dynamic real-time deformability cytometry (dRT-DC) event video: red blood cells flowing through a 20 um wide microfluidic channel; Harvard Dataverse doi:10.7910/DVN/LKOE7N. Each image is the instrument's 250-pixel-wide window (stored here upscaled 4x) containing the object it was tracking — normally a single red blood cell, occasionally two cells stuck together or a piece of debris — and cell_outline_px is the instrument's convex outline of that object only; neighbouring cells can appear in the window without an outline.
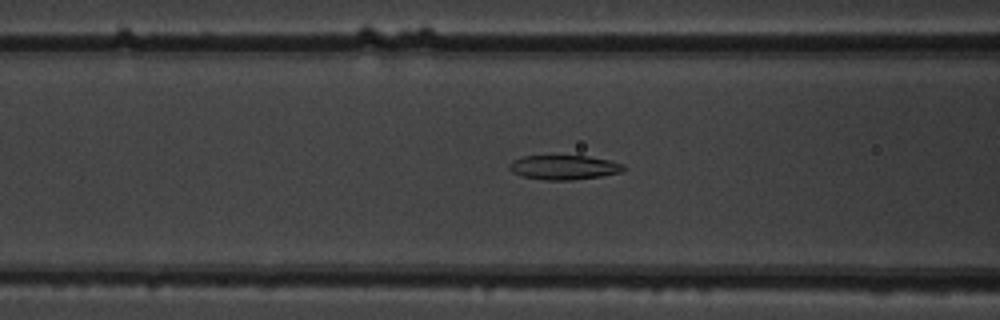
{"species": "common noctule bat (a hibernating species)", "species_latin": "Nyctalus noctula", "temperature_condition": "warm", "stored_images_in_passage": 26, "camera_frame_rate_fps": 3000, "um_per_image_px": 0.085, "animal": {"sex": "male", "body_mass_g": 19.5, "forearm_length_mm": 54.6}, "frame": {"image": 1, "passage_image": 5, "time_ms": 1.333, "image_size_px": [1000, 320], "cell_outline_px": [[628, 168], [620, 172], [600, 176], [572, 180], [544, 180], [524, 176], [512, 172], [508, 168], [508, 164], [512, 160], [524, 156], [588, 156], [608, 160], [624, 164]], "centroid_in_image_um": [47.93, 14.22], "position_along_channel_um": 118.7, "area_um2": 16.24}}
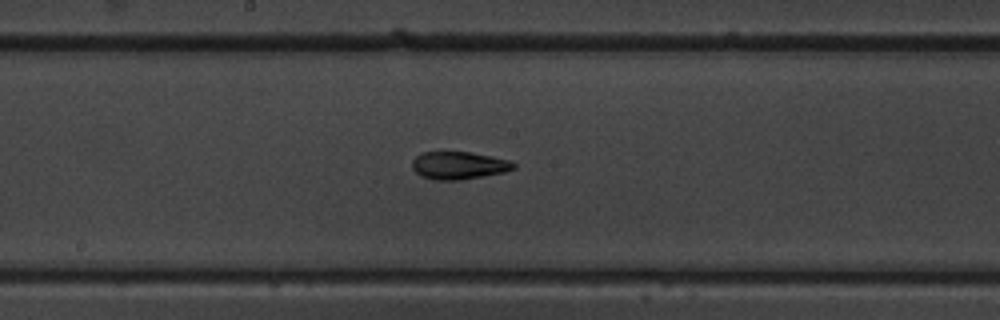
{"frame": {"image": 2, "passage_image": 12, "time_ms": 3.667, "image_size_px": [1000, 320], "cell_outline_px": [[516, 168], [504, 172], [484, 176], [460, 180], [436, 180], [420, 176], [412, 168], [412, 160], [416, 156], [424, 152], [472, 152], [492, 156], [508, 160], [516, 164]], "centroid_in_image_um": [39.0, 14.06], "position_along_channel_um": 209.2, "area_um2": 16.42}}
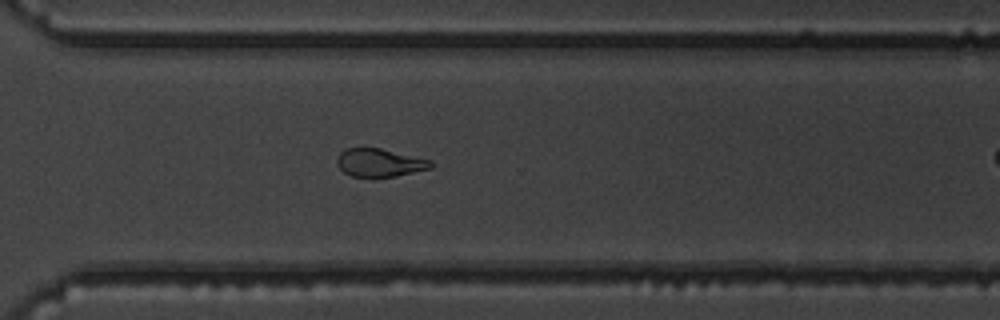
{"frame": {"image": 3, "passage_image": 22, "time_ms": 7.0, "image_size_px": [1000, 320], "cell_outline_px": [[432, 168], [396, 176], [372, 180], [352, 176], [344, 172], [336, 164], [336, 160], [340, 152], [348, 148], [380, 148], [432, 160]], "centroid_in_image_um": [32.25, 13.87], "position_along_channel_um": 338.4, "area_um2": 15.84}}